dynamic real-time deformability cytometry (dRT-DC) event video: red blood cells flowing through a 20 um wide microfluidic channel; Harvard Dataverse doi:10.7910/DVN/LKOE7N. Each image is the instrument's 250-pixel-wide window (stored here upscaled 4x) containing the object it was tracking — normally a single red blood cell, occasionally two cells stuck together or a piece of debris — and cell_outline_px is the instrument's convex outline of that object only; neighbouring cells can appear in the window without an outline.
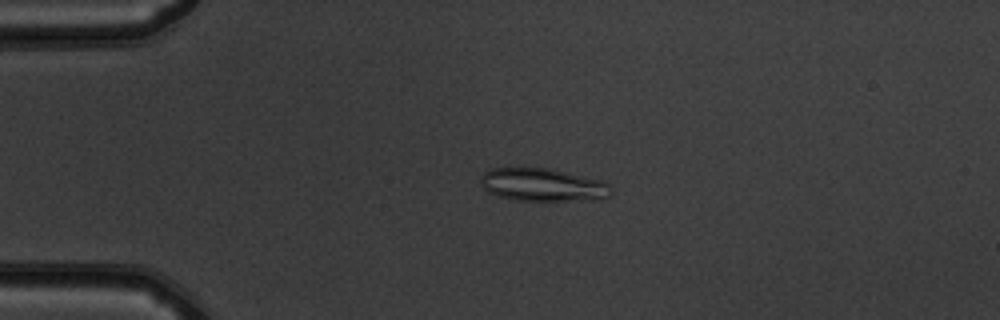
{"species": "common noctule bat (a hibernating species)", "species_latin": "Nyctalus noctula", "temperature_condition": "warm", "stored_images_in_passage": 52, "camera_frame_rate_fps": 3000, "um_per_image_px": 0.085, "animal": {"sex": "male", "body_mass_g": 19.5, "forearm_length_mm": 54.6}, "frame": {"image": 1, "passage_image": 13, "time_ms": 4.0, "image_size_px": [1000, 320], "cell_outline_px": [[612, 192], [608, 196], [600, 200], [516, 200], [496, 196], [488, 192], [480, 184], [480, 176], [484, 172], [492, 168], [548, 168], [604, 180], [612, 188]], "centroid_in_image_um": [46.15, 15.71], "position_along_channel_um": 38.9, "area_um2": 25.26}}
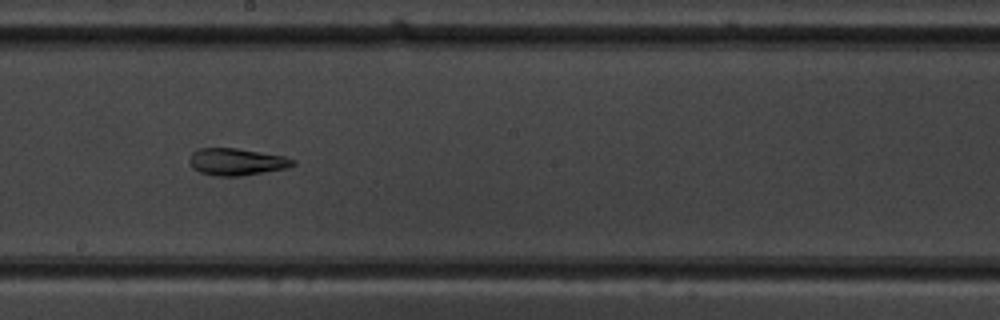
{"frame": {"image": 2, "passage_image": 30, "time_ms": 9.667, "image_size_px": [1000, 320], "cell_outline_px": [[296, 164], [284, 168], [240, 176], [216, 176], [200, 172], [192, 168], [188, 160], [192, 152], [196, 148], [236, 148], [284, 156], [296, 160]], "centroid_in_image_um": [20.06, 13.74], "position_along_channel_um": 228.1, "area_um2": 16.24}}
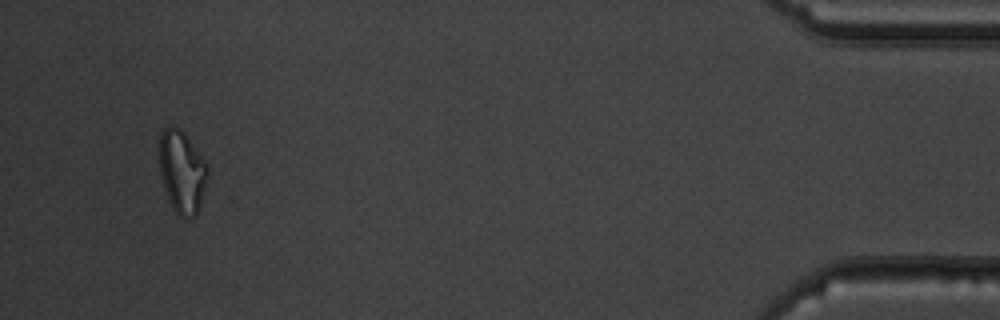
{"frame": {"image": 3, "passage_image": 50, "time_ms": 16.333, "image_size_px": [1000, 320], "cell_outline_px": [[208, 176], [200, 208], [196, 216], [188, 220], [184, 220], [172, 208], [168, 200], [164, 188], [160, 172], [160, 132], [164, 128], [176, 124], [184, 132], [204, 160], [208, 168]], "centroid_in_image_um": [15.48, 14.63], "position_along_channel_um": 419.7, "area_um2": 23.52}, "authors_computed_cell_mechanics": {"area_um2": 21.386, "velocity_mm_per_s": 3.942, "shape_relaxation_time_tau1_ms": null, "shape_relaxation_time_tau2_ms": 3.1775, "deformation_change_tau1": null, "deformation_change_tau2": 0.0943}}